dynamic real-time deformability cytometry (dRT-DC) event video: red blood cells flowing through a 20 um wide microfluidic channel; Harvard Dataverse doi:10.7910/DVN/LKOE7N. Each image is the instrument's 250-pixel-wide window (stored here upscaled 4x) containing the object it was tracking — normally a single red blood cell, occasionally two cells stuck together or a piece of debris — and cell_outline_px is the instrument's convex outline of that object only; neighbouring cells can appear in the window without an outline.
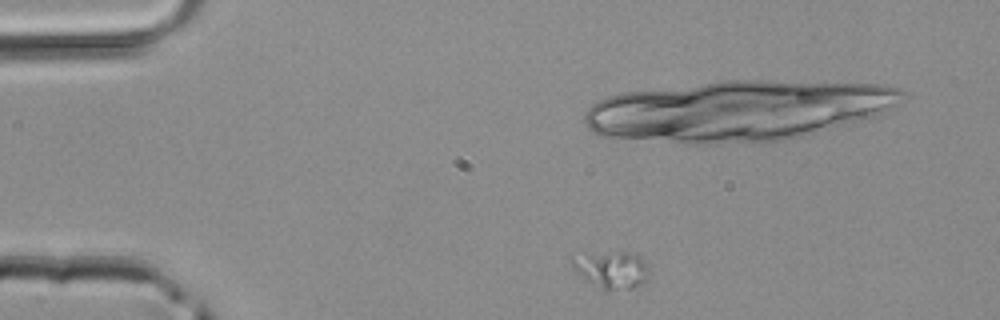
{"species": "common noctule bat (a hibernating species)", "species_latin": "Nyctalus noctula", "temperature_condition": "room temperature", "stored_images_in_passage": 4, "camera_frame_rate_fps": 3000, "um_per_image_px": 0.085, "animal": {"sex": "male", "body_mass_g": 20.4}, "frame": {"image": 1, "passage_image": 1, "time_ms": 0.0, "image_size_px": [1000, 320], "cell_outline_px": [[648, 276], [640, 284], [632, 288], [608, 292], [588, 280], [572, 268], [568, 256], [620, 252], [636, 252], [648, 264]], "centroid_in_image_um": [52.0, 22.92], "position_along_channel_um": 33.0, "area_um2": 16.65}}
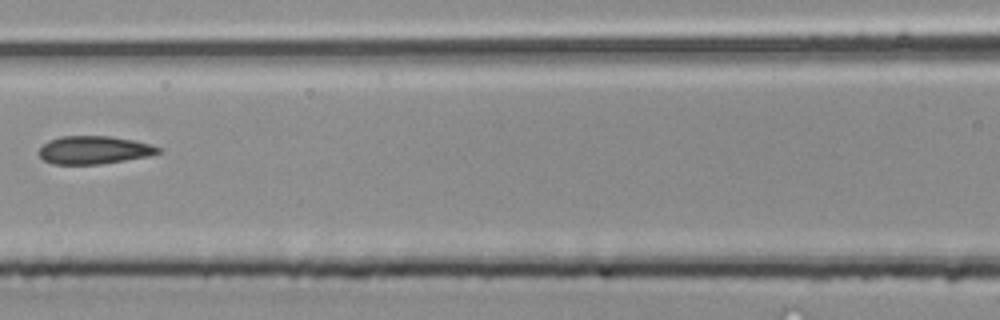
{"frame": {"image": 2, "passage_image": 4, "time_ms": 1.0, "image_size_px": [1000, 320], "cell_outline_px": [[160, 152], [148, 156], [100, 164], [52, 164], [44, 160], [40, 156], [40, 148], [48, 140], [60, 136], [112, 136], [152, 144], [160, 148]], "centroid_in_image_um": [7.98, 12.74], "position_along_channel_um": 158.6, "area_um2": 19.36}}